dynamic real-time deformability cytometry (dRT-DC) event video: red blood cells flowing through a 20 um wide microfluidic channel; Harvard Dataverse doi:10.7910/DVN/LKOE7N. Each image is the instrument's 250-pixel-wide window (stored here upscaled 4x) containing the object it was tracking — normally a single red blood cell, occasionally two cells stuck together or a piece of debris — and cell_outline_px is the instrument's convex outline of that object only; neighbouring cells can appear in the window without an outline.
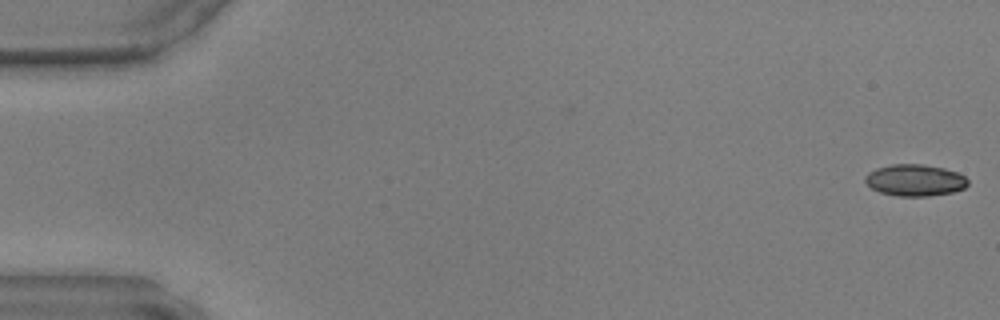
{"species": "common noctule bat (a hibernating species)", "species_latin": "Nyctalus noctula", "temperature_condition": "warm", "stored_images_in_passage": 48, "camera_frame_rate_fps": 3000, "um_per_image_px": 0.085, "animal": {"sex": "male", "body_mass_g": 17.9, "forearm_length_mm": 54.2}, "frame": {"image": 1, "passage_image": 1, "time_ms": 0.0, "image_size_px": [1000, 320], "cell_outline_px": [[968, 184], [964, 188], [952, 192], [928, 196], [896, 196], [880, 192], [872, 188], [864, 180], [864, 176], [868, 172], [876, 168], [892, 164], [924, 164], [944, 168], [956, 172], [964, 176], [968, 180]], "centroid_in_image_um": [77.75, 15.31], "position_along_channel_um": 7.2, "area_um2": 18.96}}
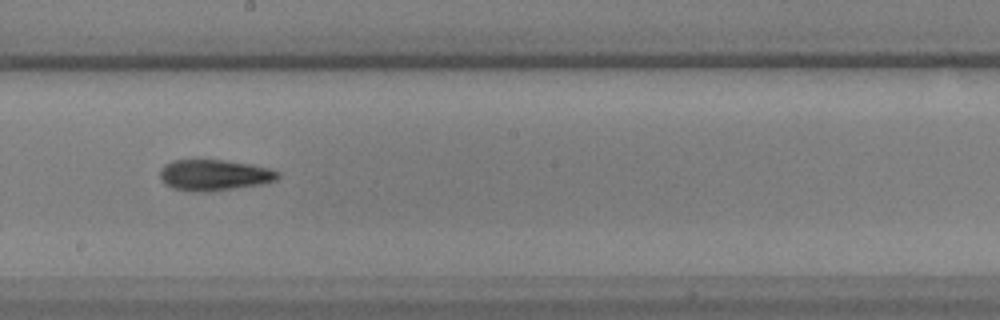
{"frame": {"image": 2, "passage_image": 27, "time_ms": 8.667, "image_size_px": [1000, 320], "cell_outline_px": [[280, 176], [276, 180], [264, 184], [232, 188], [172, 188], [164, 184], [160, 180], [160, 168], [164, 164], [172, 160], [224, 160], [252, 164], [268, 168], [280, 172]], "centroid_in_image_um": [18.24, 14.82], "position_along_channel_um": 230.0, "area_um2": 20.46}}
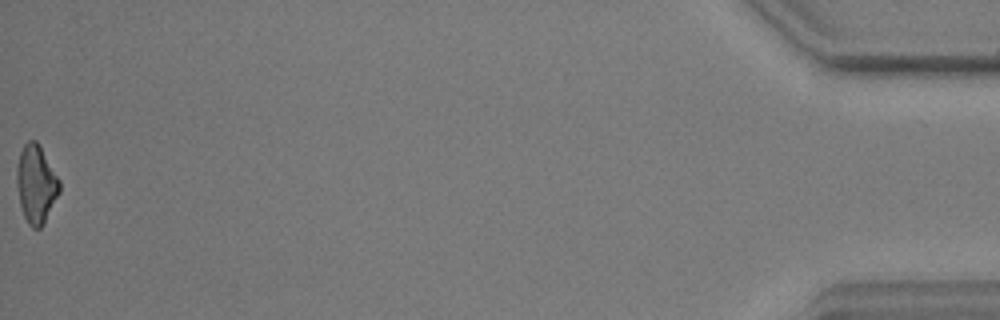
{"frame": {"image": 3, "passage_image": 48, "time_ms": 15.667, "image_size_px": [1000, 320], "cell_outline_px": [[60, 192], [44, 224], [40, 228], [32, 228], [28, 224], [20, 208], [16, 184], [16, 168], [20, 152], [24, 144], [28, 140], [36, 140], [60, 180]], "centroid_in_image_um": [3.05, 15.67], "position_along_channel_um": 432.1, "area_um2": 19.59}}